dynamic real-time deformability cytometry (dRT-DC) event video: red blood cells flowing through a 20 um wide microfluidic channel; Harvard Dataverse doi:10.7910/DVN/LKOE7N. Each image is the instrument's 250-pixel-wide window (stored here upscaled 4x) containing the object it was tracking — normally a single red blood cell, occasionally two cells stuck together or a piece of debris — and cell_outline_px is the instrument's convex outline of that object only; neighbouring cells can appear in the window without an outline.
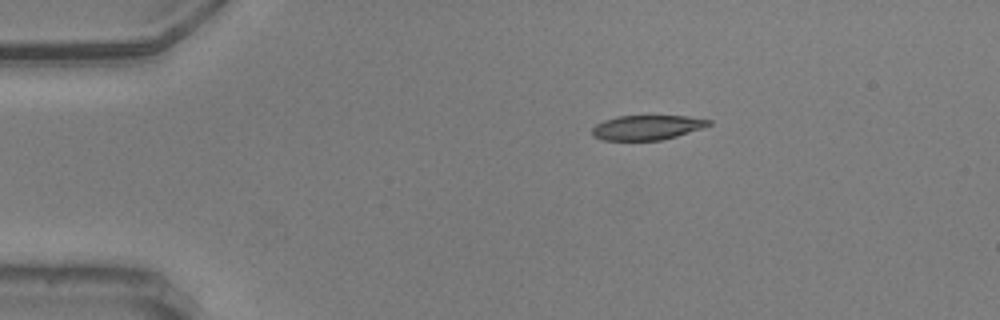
{"species": "common noctule bat (a hibernating species)", "species_latin": "Nyctalus noctula", "temperature_condition": "warm", "stored_images_in_passage": 47, "camera_frame_rate_fps": 3000, "um_per_image_px": 0.085, "animal": {"sex": "male", "body_mass_g": 20.5, "forearm_length_mm": 52.5}, "frame": {"image": 1, "passage_image": 1, "time_ms": 0.0, "image_size_px": [1000, 320], "cell_outline_px": [[712, 124], [676, 136], [660, 140], [604, 140], [592, 136], [592, 128], [596, 124], [604, 120], [616, 116], [688, 116], [712, 120]], "centroid_in_image_um": [54.97, 10.83], "position_along_channel_um": 30.0, "area_um2": 16.65}}
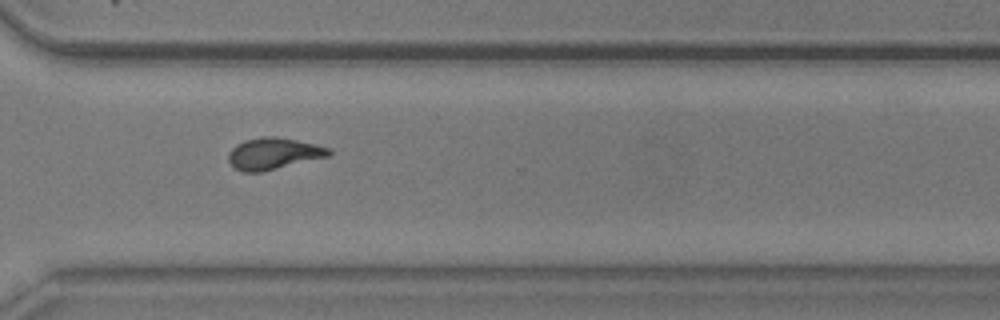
{"frame": {"image": 2, "passage_image": 32, "time_ms": 10.333, "image_size_px": [1000, 320], "cell_outline_px": [[332, 156], [260, 172], [244, 172], [236, 168], [228, 160], [228, 152], [236, 144], [244, 140], [264, 136], [276, 136], [316, 144], [332, 148]], "centroid_in_image_um": [23.3, 13.04], "position_along_channel_um": 347.3, "area_um2": 18.67}}
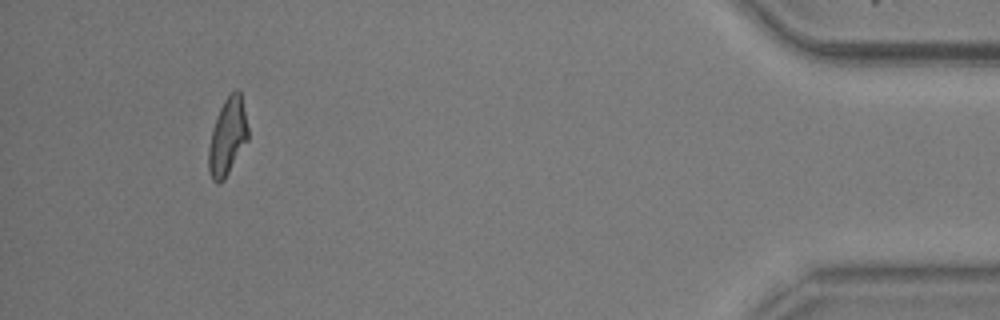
{"frame": {"image": 3, "passage_image": 43, "time_ms": 14.0, "image_size_px": [1000, 320], "cell_outline_px": [[248, 140], [224, 180], [220, 184], [216, 184], [212, 180], [208, 168], [208, 148], [216, 116], [224, 100], [236, 88], [240, 92], [248, 128]], "centroid_in_image_um": [19.33, 11.66], "position_along_channel_um": 415.9, "area_um2": 17.63}, "authors_computed_cell_mechanics": {"area_um2": 18.2648, "velocity_mm_per_s": 3.6149, "shape_relaxation_time_tau1_ms": null, "shape_relaxation_time_tau2_ms": 2.4058, "deformation_change_tau1": null, "deformation_change_tau2": 0.1046}}